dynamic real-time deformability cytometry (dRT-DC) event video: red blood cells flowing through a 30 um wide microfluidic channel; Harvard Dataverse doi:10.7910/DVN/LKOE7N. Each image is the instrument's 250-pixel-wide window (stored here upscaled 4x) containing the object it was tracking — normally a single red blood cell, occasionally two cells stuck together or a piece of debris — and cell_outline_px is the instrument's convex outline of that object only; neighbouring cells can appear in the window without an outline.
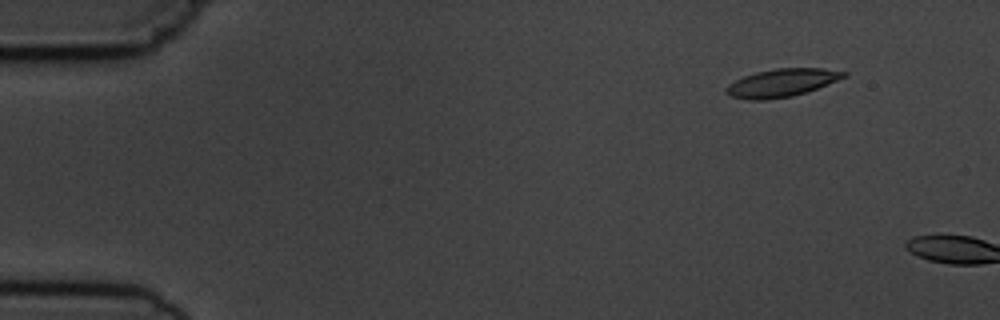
{"species": "common noctule bat (a hibernating species)", "species_latin": "Nyctalus noctula", "temperature_condition": "cold", "stored_images_in_passage": 3, "camera_frame_rate_fps": 3000, "um_per_image_px": 0.085, "animal": {"sex": "male", "body_mass_g": 19.5, "forearm_length_mm": 54.6}, "frame": {"image": 1, "passage_image": 2, "time_ms": 1.0, "image_size_px": [1000, 320], "cell_outline_px": [[848, 76], [816, 88], [792, 96], [764, 100], [748, 100], [728, 96], [724, 92], [724, 88], [728, 84], [744, 76], [756, 72], [776, 68], [824, 68], [848, 72]], "centroid_in_image_um": [66.41, 7.04], "position_along_channel_um": 18.6, "area_um2": 19.19}}